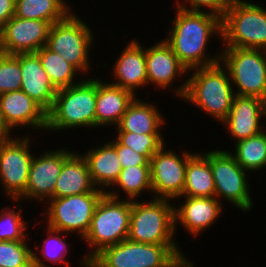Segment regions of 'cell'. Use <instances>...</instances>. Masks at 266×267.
<instances>
[{"instance_id":"obj_19","label":"cell","mask_w":266,"mask_h":267,"mask_svg":"<svg viewBox=\"0 0 266 267\" xmlns=\"http://www.w3.org/2000/svg\"><path fill=\"white\" fill-rule=\"evenodd\" d=\"M111 71L115 77V81H111V84L137 96V89L148 86L145 46L136 39L129 41L115 61Z\"/></svg>"},{"instance_id":"obj_24","label":"cell","mask_w":266,"mask_h":267,"mask_svg":"<svg viewBox=\"0 0 266 267\" xmlns=\"http://www.w3.org/2000/svg\"><path fill=\"white\" fill-rule=\"evenodd\" d=\"M87 161L82 153L73 152L63 163L54 189V198L93 192Z\"/></svg>"},{"instance_id":"obj_10","label":"cell","mask_w":266,"mask_h":267,"mask_svg":"<svg viewBox=\"0 0 266 267\" xmlns=\"http://www.w3.org/2000/svg\"><path fill=\"white\" fill-rule=\"evenodd\" d=\"M104 194V191L96 188L90 193L49 199V202H46L48 209L43 213L44 218H47L46 226L66 235L74 232L84 240L90 229L95 208Z\"/></svg>"},{"instance_id":"obj_5","label":"cell","mask_w":266,"mask_h":267,"mask_svg":"<svg viewBox=\"0 0 266 267\" xmlns=\"http://www.w3.org/2000/svg\"><path fill=\"white\" fill-rule=\"evenodd\" d=\"M57 90L52 109L47 113V131L96 128V78ZM88 78V79H87Z\"/></svg>"},{"instance_id":"obj_38","label":"cell","mask_w":266,"mask_h":267,"mask_svg":"<svg viewBox=\"0 0 266 267\" xmlns=\"http://www.w3.org/2000/svg\"><path fill=\"white\" fill-rule=\"evenodd\" d=\"M16 0H0V30L15 14Z\"/></svg>"},{"instance_id":"obj_32","label":"cell","mask_w":266,"mask_h":267,"mask_svg":"<svg viewBox=\"0 0 266 267\" xmlns=\"http://www.w3.org/2000/svg\"><path fill=\"white\" fill-rule=\"evenodd\" d=\"M21 212L20 204L2 208L0 211V241L29 240L28 234L25 232L28 224L24 221Z\"/></svg>"},{"instance_id":"obj_2","label":"cell","mask_w":266,"mask_h":267,"mask_svg":"<svg viewBox=\"0 0 266 267\" xmlns=\"http://www.w3.org/2000/svg\"><path fill=\"white\" fill-rule=\"evenodd\" d=\"M191 71L190 78L174 88L176 96L222 123L229 114L236 95L228 71L220 62L188 72Z\"/></svg>"},{"instance_id":"obj_9","label":"cell","mask_w":266,"mask_h":267,"mask_svg":"<svg viewBox=\"0 0 266 267\" xmlns=\"http://www.w3.org/2000/svg\"><path fill=\"white\" fill-rule=\"evenodd\" d=\"M222 50L220 63L237 88L235 94L266 101V50L238 47H224Z\"/></svg>"},{"instance_id":"obj_40","label":"cell","mask_w":266,"mask_h":267,"mask_svg":"<svg viewBox=\"0 0 266 267\" xmlns=\"http://www.w3.org/2000/svg\"><path fill=\"white\" fill-rule=\"evenodd\" d=\"M27 267H36L34 264H33V262L29 265V266H27Z\"/></svg>"},{"instance_id":"obj_36","label":"cell","mask_w":266,"mask_h":267,"mask_svg":"<svg viewBox=\"0 0 266 267\" xmlns=\"http://www.w3.org/2000/svg\"><path fill=\"white\" fill-rule=\"evenodd\" d=\"M184 2H186V4ZM232 2L233 0H177L176 7L187 11L198 12H202L208 9V12L216 14L217 16L222 18L225 14V11L232 4Z\"/></svg>"},{"instance_id":"obj_11","label":"cell","mask_w":266,"mask_h":267,"mask_svg":"<svg viewBox=\"0 0 266 267\" xmlns=\"http://www.w3.org/2000/svg\"><path fill=\"white\" fill-rule=\"evenodd\" d=\"M204 155L209 160L215 183V197L223 198L244 212L251 211L249 172L244 170L227 150H210ZM248 172V174H247Z\"/></svg>"},{"instance_id":"obj_27","label":"cell","mask_w":266,"mask_h":267,"mask_svg":"<svg viewBox=\"0 0 266 267\" xmlns=\"http://www.w3.org/2000/svg\"><path fill=\"white\" fill-rule=\"evenodd\" d=\"M70 12L71 8L65 0H16L14 16L43 20L52 25Z\"/></svg>"},{"instance_id":"obj_23","label":"cell","mask_w":266,"mask_h":267,"mask_svg":"<svg viewBox=\"0 0 266 267\" xmlns=\"http://www.w3.org/2000/svg\"><path fill=\"white\" fill-rule=\"evenodd\" d=\"M100 146L87 150L83 157L87 161L93 184L97 189L106 192L105 188L109 190L117 181L122 166L115 146L110 141Z\"/></svg>"},{"instance_id":"obj_12","label":"cell","mask_w":266,"mask_h":267,"mask_svg":"<svg viewBox=\"0 0 266 267\" xmlns=\"http://www.w3.org/2000/svg\"><path fill=\"white\" fill-rule=\"evenodd\" d=\"M31 137L16 136L0 143V184L2 191L14 202L25 193L28 174L34 154Z\"/></svg>"},{"instance_id":"obj_25","label":"cell","mask_w":266,"mask_h":267,"mask_svg":"<svg viewBox=\"0 0 266 267\" xmlns=\"http://www.w3.org/2000/svg\"><path fill=\"white\" fill-rule=\"evenodd\" d=\"M156 107L153 102H143L141 98L136 97L115 127L116 131L136 134L160 133L166 119Z\"/></svg>"},{"instance_id":"obj_3","label":"cell","mask_w":266,"mask_h":267,"mask_svg":"<svg viewBox=\"0 0 266 267\" xmlns=\"http://www.w3.org/2000/svg\"><path fill=\"white\" fill-rule=\"evenodd\" d=\"M178 246L140 243L127 238L103 248L89 264L92 267H194Z\"/></svg>"},{"instance_id":"obj_4","label":"cell","mask_w":266,"mask_h":267,"mask_svg":"<svg viewBox=\"0 0 266 267\" xmlns=\"http://www.w3.org/2000/svg\"><path fill=\"white\" fill-rule=\"evenodd\" d=\"M118 192L107 190L98 202L90 229L84 238L87 248L90 247L92 250L80 259V266L87 267L89 261L103 248L127 239L131 200H120Z\"/></svg>"},{"instance_id":"obj_30","label":"cell","mask_w":266,"mask_h":267,"mask_svg":"<svg viewBox=\"0 0 266 267\" xmlns=\"http://www.w3.org/2000/svg\"><path fill=\"white\" fill-rule=\"evenodd\" d=\"M114 186L126 193V200H136L144 191L152 193L150 166L123 168L111 189H115Z\"/></svg>"},{"instance_id":"obj_16","label":"cell","mask_w":266,"mask_h":267,"mask_svg":"<svg viewBox=\"0 0 266 267\" xmlns=\"http://www.w3.org/2000/svg\"><path fill=\"white\" fill-rule=\"evenodd\" d=\"M263 117L266 118V101L255 96L236 94L222 125L227 127L229 136L238 142L266 129L261 122Z\"/></svg>"},{"instance_id":"obj_20","label":"cell","mask_w":266,"mask_h":267,"mask_svg":"<svg viewBox=\"0 0 266 267\" xmlns=\"http://www.w3.org/2000/svg\"><path fill=\"white\" fill-rule=\"evenodd\" d=\"M145 59L148 85L153 84L161 90L172 87L173 81L189 73L164 40L145 47Z\"/></svg>"},{"instance_id":"obj_34","label":"cell","mask_w":266,"mask_h":267,"mask_svg":"<svg viewBox=\"0 0 266 267\" xmlns=\"http://www.w3.org/2000/svg\"><path fill=\"white\" fill-rule=\"evenodd\" d=\"M26 240L0 241V267H27L33 262Z\"/></svg>"},{"instance_id":"obj_39","label":"cell","mask_w":266,"mask_h":267,"mask_svg":"<svg viewBox=\"0 0 266 267\" xmlns=\"http://www.w3.org/2000/svg\"><path fill=\"white\" fill-rule=\"evenodd\" d=\"M11 131L7 128L3 121L2 114L0 113V143L11 138Z\"/></svg>"},{"instance_id":"obj_13","label":"cell","mask_w":266,"mask_h":267,"mask_svg":"<svg viewBox=\"0 0 266 267\" xmlns=\"http://www.w3.org/2000/svg\"><path fill=\"white\" fill-rule=\"evenodd\" d=\"M184 150L178 155L165 144L151 157L150 173L154 198L175 200L182 196L185 186L186 166L193 155Z\"/></svg>"},{"instance_id":"obj_21","label":"cell","mask_w":266,"mask_h":267,"mask_svg":"<svg viewBox=\"0 0 266 267\" xmlns=\"http://www.w3.org/2000/svg\"><path fill=\"white\" fill-rule=\"evenodd\" d=\"M22 84L20 89L47 113L52 109L57 90L51 84L36 53H20Z\"/></svg>"},{"instance_id":"obj_33","label":"cell","mask_w":266,"mask_h":267,"mask_svg":"<svg viewBox=\"0 0 266 267\" xmlns=\"http://www.w3.org/2000/svg\"><path fill=\"white\" fill-rule=\"evenodd\" d=\"M116 139L124 146L130 147L149 162L151 157L165 144L161 133L136 134L118 132Z\"/></svg>"},{"instance_id":"obj_35","label":"cell","mask_w":266,"mask_h":267,"mask_svg":"<svg viewBox=\"0 0 266 267\" xmlns=\"http://www.w3.org/2000/svg\"><path fill=\"white\" fill-rule=\"evenodd\" d=\"M21 84L20 54L0 52V94L20 90Z\"/></svg>"},{"instance_id":"obj_31","label":"cell","mask_w":266,"mask_h":267,"mask_svg":"<svg viewBox=\"0 0 266 267\" xmlns=\"http://www.w3.org/2000/svg\"><path fill=\"white\" fill-rule=\"evenodd\" d=\"M47 233L49 236H47L42 245V249H39L40 247L38 246L39 244L36 245L37 251H32L33 253V264L36 267H49V264L47 265L46 261H51L52 263H66V267L70 266V262L66 261L64 258H66L67 253L69 251V246L66 243L64 237L66 236L64 232L58 231L55 229H52L48 226H46ZM39 249V251H38ZM39 253V256L38 254ZM43 257L44 261L41 259Z\"/></svg>"},{"instance_id":"obj_1","label":"cell","mask_w":266,"mask_h":267,"mask_svg":"<svg viewBox=\"0 0 266 267\" xmlns=\"http://www.w3.org/2000/svg\"><path fill=\"white\" fill-rule=\"evenodd\" d=\"M175 9L172 28L163 40L180 62L188 71L220 62V53L213 58L206 55V51L212 36L220 37L221 40V18L208 11H187L178 7Z\"/></svg>"},{"instance_id":"obj_37","label":"cell","mask_w":266,"mask_h":267,"mask_svg":"<svg viewBox=\"0 0 266 267\" xmlns=\"http://www.w3.org/2000/svg\"><path fill=\"white\" fill-rule=\"evenodd\" d=\"M110 142L115 146L122 169L130 166H150V162L143 155L130 147L122 145L115 137Z\"/></svg>"},{"instance_id":"obj_29","label":"cell","mask_w":266,"mask_h":267,"mask_svg":"<svg viewBox=\"0 0 266 267\" xmlns=\"http://www.w3.org/2000/svg\"><path fill=\"white\" fill-rule=\"evenodd\" d=\"M234 148V153L230 152V154L244 170L255 173L266 168L265 129L255 136L235 142Z\"/></svg>"},{"instance_id":"obj_15","label":"cell","mask_w":266,"mask_h":267,"mask_svg":"<svg viewBox=\"0 0 266 267\" xmlns=\"http://www.w3.org/2000/svg\"><path fill=\"white\" fill-rule=\"evenodd\" d=\"M50 27L47 21L13 16L0 30V52L35 53L46 46Z\"/></svg>"},{"instance_id":"obj_14","label":"cell","mask_w":266,"mask_h":267,"mask_svg":"<svg viewBox=\"0 0 266 267\" xmlns=\"http://www.w3.org/2000/svg\"><path fill=\"white\" fill-rule=\"evenodd\" d=\"M74 152L65 148L47 150L32 159L25 193L19 198L46 203L54 198L57 183L64 161Z\"/></svg>"},{"instance_id":"obj_7","label":"cell","mask_w":266,"mask_h":267,"mask_svg":"<svg viewBox=\"0 0 266 267\" xmlns=\"http://www.w3.org/2000/svg\"><path fill=\"white\" fill-rule=\"evenodd\" d=\"M221 31L225 47L266 50L265 7L246 0H233L221 18Z\"/></svg>"},{"instance_id":"obj_18","label":"cell","mask_w":266,"mask_h":267,"mask_svg":"<svg viewBox=\"0 0 266 267\" xmlns=\"http://www.w3.org/2000/svg\"><path fill=\"white\" fill-rule=\"evenodd\" d=\"M184 198L180 207L175 205V232L178 224L182 225L185 231L193 236H199L208 227L212 226L217 218L221 217L224 206L216 197H189ZM220 216V217H219Z\"/></svg>"},{"instance_id":"obj_6","label":"cell","mask_w":266,"mask_h":267,"mask_svg":"<svg viewBox=\"0 0 266 267\" xmlns=\"http://www.w3.org/2000/svg\"><path fill=\"white\" fill-rule=\"evenodd\" d=\"M169 199L152 198L148 202L131 200L128 239L149 244H177L175 204Z\"/></svg>"},{"instance_id":"obj_28","label":"cell","mask_w":266,"mask_h":267,"mask_svg":"<svg viewBox=\"0 0 266 267\" xmlns=\"http://www.w3.org/2000/svg\"><path fill=\"white\" fill-rule=\"evenodd\" d=\"M35 53L38 55L43 69L56 90L81 82L80 78H78V82L74 80L75 76H79L80 72L58 53L51 51L46 46H43Z\"/></svg>"},{"instance_id":"obj_8","label":"cell","mask_w":266,"mask_h":267,"mask_svg":"<svg viewBox=\"0 0 266 267\" xmlns=\"http://www.w3.org/2000/svg\"><path fill=\"white\" fill-rule=\"evenodd\" d=\"M86 24L74 11L64 19L52 24L49 30L46 47L61 55L73 65L83 76L91 71L89 51L93 49V29Z\"/></svg>"},{"instance_id":"obj_22","label":"cell","mask_w":266,"mask_h":267,"mask_svg":"<svg viewBox=\"0 0 266 267\" xmlns=\"http://www.w3.org/2000/svg\"><path fill=\"white\" fill-rule=\"evenodd\" d=\"M135 98L130 91L96 78V128L116 127Z\"/></svg>"},{"instance_id":"obj_17","label":"cell","mask_w":266,"mask_h":267,"mask_svg":"<svg viewBox=\"0 0 266 267\" xmlns=\"http://www.w3.org/2000/svg\"><path fill=\"white\" fill-rule=\"evenodd\" d=\"M0 113L7 128L47 129V112L21 89L0 94Z\"/></svg>"},{"instance_id":"obj_26","label":"cell","mask_w":266,"mask_h":267,"mask_svg":"<svg viewBox=\"0 0 266 267\" xmlns=\"http://www.w3.org/2000/svg\"><path fill=\"white\" fill-rule=\"evenodd\" d=\"M182 196L215 197V183L207 157L194 153L187 162Z\"/></svg>"}]
</instances>
